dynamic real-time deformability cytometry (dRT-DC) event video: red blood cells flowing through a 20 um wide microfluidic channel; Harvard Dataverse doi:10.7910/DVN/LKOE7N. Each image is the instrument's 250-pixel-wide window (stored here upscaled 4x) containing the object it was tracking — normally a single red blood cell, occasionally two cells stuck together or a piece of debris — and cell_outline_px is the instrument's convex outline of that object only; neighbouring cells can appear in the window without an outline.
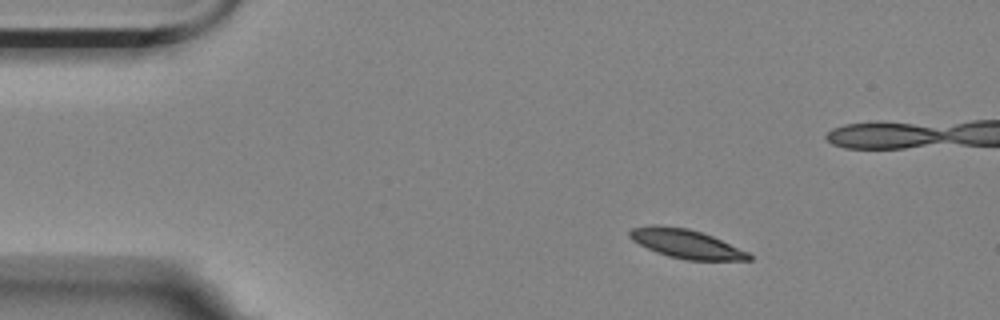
{"species": "Egyptian fruit bat (a non-hibernating species)", "species_latin": "Rousettus aegyptiacus", "temperature_condition": "room temperature", "stored_images_in_passage": 50, "camera_frame_rate_fps": 3000, "um_per_image_px": 0.085, "animal": {"sex": "female"}, "frame": {"image": 1, "passage_image": 1, "time_ms": 0.0, "image_size_px": [1000, 320], "cell_outline_px": [[752, 260], [684, 260], [668, 256], [656, 252], [632, 240], [628, 236], [628, 232], [632, 228], [652, 224], [656, 224], [688, 228], [712, 236], [748, 252], [752, 256]], "centroid_in_image_um": [58.29, 20.71], "position_along_channel_um": 26.7, "area_um2": 20.06}}
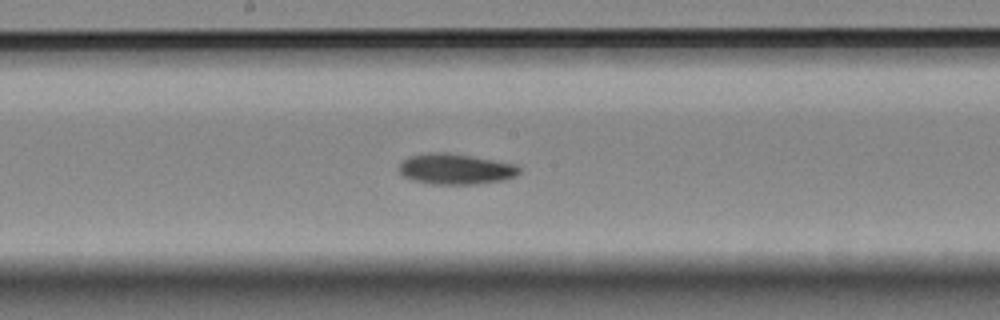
{"frame": {"image": 2, "passage_image": 22, "time_ms": 7.0, "image_size_px": [1000, 320], "cell_outline_px": [[520, 172], [516, 176], [504, 180], [476, 184], [432, 184], [412, 180], [404, 176], [396, 168], [408, 156], [432, 152], [444, 152], [516, 164], [520, 168]], "centroid_in_image_um": [38.71, 14.37], "position_along_channel_um": 209.5, "area_um2": 21.39}}
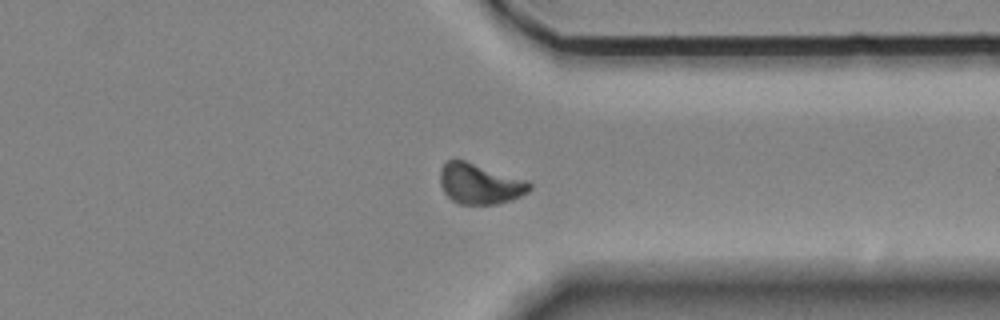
{"frame": {"image": 3, "passage_image": 36, "time_ms": 11.667, "image_size_px": [1000, 320], "cell_outline_px": [[532, 188], [528, 192], [512, 200], [496, 204], [460, 204], [452, 200], [444, 192], [440, 184], [440, 168], [448, 160], [464, 160], [528, 180], [532, 184]], "centroid_in_image_um": [40.8, 15.62], "position_along_channel_um": 370.6, "area_um2": 21.15}, "authors_computed_cell_mechanics": {"area_um2": 20.6346, "velocity_mm_per_s": 3.4817, "shape_relaxation_time_tau1_ms": 7.3617, "shape_relaxation_time_tau2_ms": null, "deformation_change_tau1": 0.1865, "deformation_change_tau2": null}}